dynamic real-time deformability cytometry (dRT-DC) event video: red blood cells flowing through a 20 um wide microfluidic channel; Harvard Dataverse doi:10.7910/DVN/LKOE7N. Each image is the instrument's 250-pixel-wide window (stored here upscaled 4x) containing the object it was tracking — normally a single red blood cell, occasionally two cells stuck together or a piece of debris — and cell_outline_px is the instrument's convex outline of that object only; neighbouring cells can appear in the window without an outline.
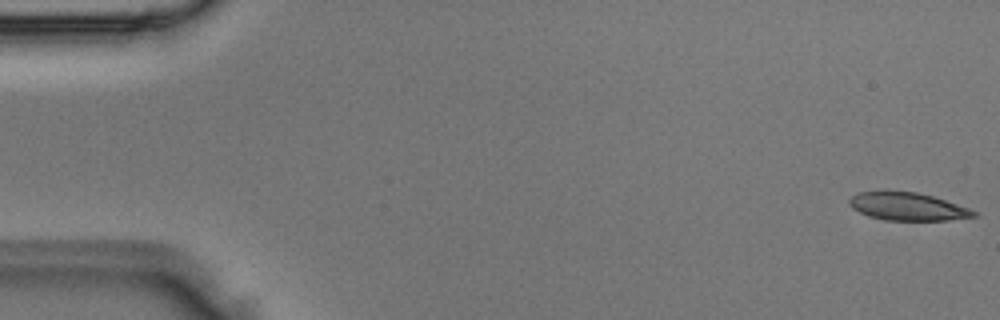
{"species": "Egyptian fruit bat (a non-hibernating species)", "species_latin": "Rousettus aegyptiacus", "temperature_condition": "room temperature", "stored_images_in_passage": 7, "camera_frame_rate_fps": 3000, "um_per_image_px": 0.085, "animal": {"sex": "male"}, "frame": {"image": 1, "passage_image": 1, "time_ms": 0.0, "image_size_px": [1000, 320], "cell_outline_px": [[976, 216], [948, 220], [884, 220], [868, 216], [852, 208], [848, 204], [848, 200], [856, 192], [884, 188], [888, 188], [916, 192], [932, 196], [968, 208], [976, 212]], "centroid_in_image_um": [77.02, 17.5], "position_along_channel_um": 8.0, "area_um2": 20.75}}
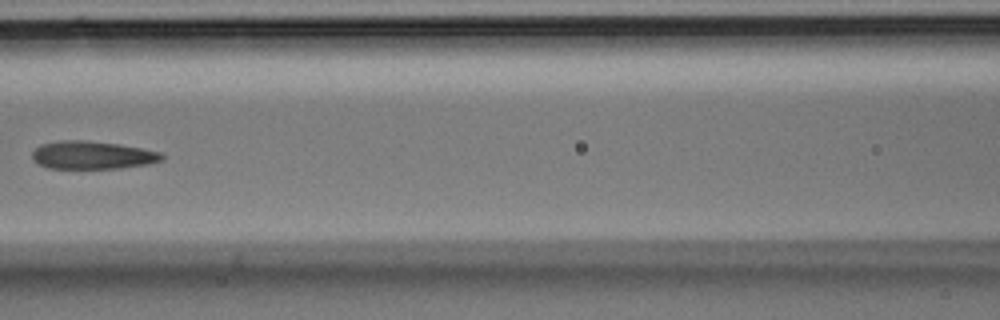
{"frame": {"image": 2, "passage_image": 6, "time_ms": 1.667, "image_size_px": [1000, 320], "cell_outline_px": [[164, 156], [160, 160], [148, 164], [120, 168], [48, 168], [36, 164], [32, 156], [32, 152], [40, 144], [60, 140], [84, 140], [116, 144], [140, 148], [160, 152]], "centroid_in_image_um": [7.79, 13.18], "position_along_channel_um": 158.8, "area_um2": 20.98}}
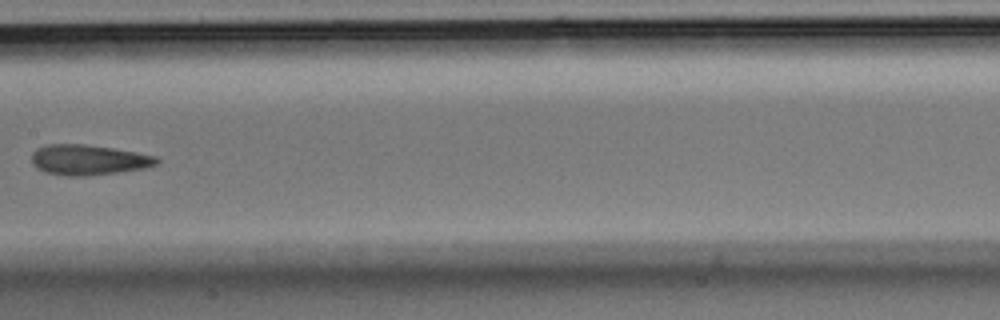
{"frame": {"image": 3, "passage_image": 7, "time_ms": 2.0, "image_size_px": [1000, 320], "cell_outline_px": [[160, 160], [156, 164], [144, 168], [88, 176], [68, 176], [44, 172], [36, 168], [32, 164], [32, 152], [36, 148], [48, 144], [84, 144], [112, 148], [136, 152], [156, 156]], "centroid_in_image_um": [7.47, 13.59], "position_along_channel_um": 199.9, "area_um2": 22.08}}